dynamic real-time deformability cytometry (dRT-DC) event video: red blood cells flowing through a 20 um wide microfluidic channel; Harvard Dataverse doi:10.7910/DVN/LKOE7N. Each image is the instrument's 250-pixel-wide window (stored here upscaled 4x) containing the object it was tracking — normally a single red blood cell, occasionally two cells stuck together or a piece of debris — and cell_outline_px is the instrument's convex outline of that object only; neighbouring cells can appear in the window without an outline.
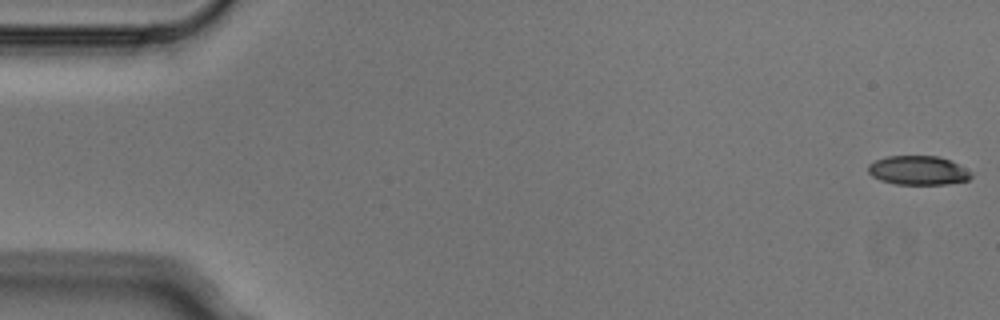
{"species": "Egyptian fruit bat (a non-hibernating species)", "species_latin": "Rousettus aegyptiacus", "temperature_condition": "cold", "stored_images_in_passage": 5, "camera_frame_rate_fps": 3000, "um_per_image_px": 0.085, "animal": {"sex": "male"}, "frame": {"image": 1, "passage_image": 1, "time_ms": 0.0, "image_size_px": [1000, 320], "cell_outline_px": [[972, 176], [968, 180], [948, 184], [896, 184], [880, 180], [872, 176], [868, 172], [868, 164], [876, 160], [888, 156], [940, 156], [952, 160], [972, 172]], "centroid_in_image_um": [78.07, 14.48], "position_along_channel_um": 6.9, "area_um2": 17.57}}
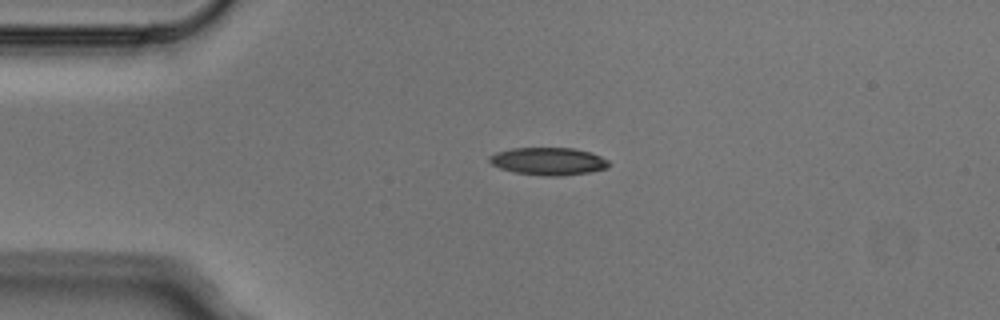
{"frame": {"image": 2, "passage_image": 4, "time_ms": 1.0, "image_size_px": [1000, 320], "cell_outline_px": [[612, 164], [608, 168], [588, 172], [564, 176], [544, 176], [516, 172], [500, 168], [492, 164], [488, 160], [488, 156], [496, 152], [512, 148], [576, 148], [592, 152], [608, 160]], "centroid_in_image_um": [46.65, 13.7], "position_along_channel_um": 38.4, "area_um2": 19.36}}